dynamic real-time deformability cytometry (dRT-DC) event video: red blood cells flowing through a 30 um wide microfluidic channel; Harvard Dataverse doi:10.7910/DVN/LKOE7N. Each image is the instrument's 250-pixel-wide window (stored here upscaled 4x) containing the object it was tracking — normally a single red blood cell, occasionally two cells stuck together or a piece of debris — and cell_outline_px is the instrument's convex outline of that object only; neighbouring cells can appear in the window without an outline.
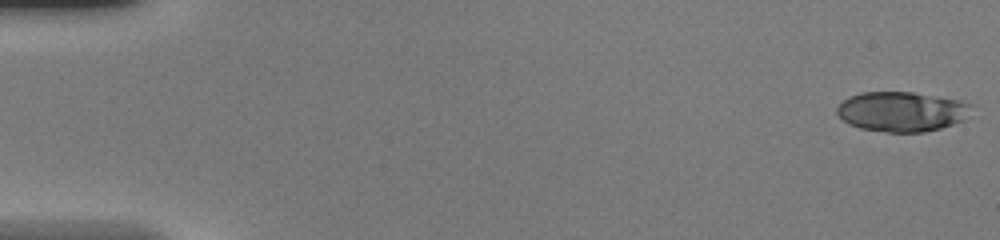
{"species": "common noctule bat (a hibernating species)", "species_latin": "Nyctalus noctula", "temperature_condition": "warm", "stored_images_in_passage": 46, "camera_frame_rate_fps": 3000, "um_per_image_px": 0.085, "animal": {"sex": "female", "body_mass_g": 20.0, "forearm_length_mm": 54.0}, "frame": {"image": 1, "passage_image": 1, "time_ms": 0.0, "image_size_px": [1000, 240], "cell_outline_px": [[972, 104], [964, 120], [940, 128], [924, 132], [888, 132], [860, 128], [848, 124], [836, 112], [836, 108], [848, 96], [860, 92], [912, 92], [960, 100]], "centroid_in_image_um": [76.62, 9.48], "position_along_channel_um": 8.4, "area_um2": 31.1}}
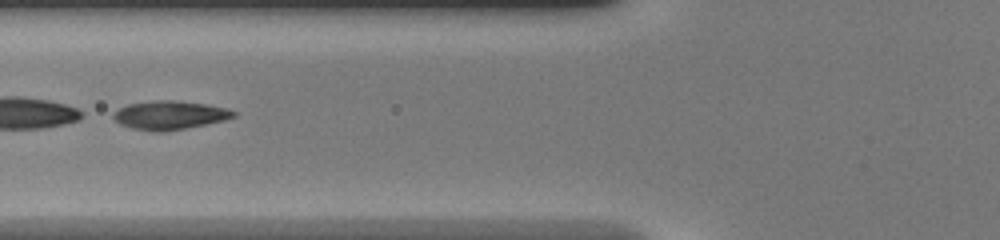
{"frame": {"image": 2, "passage_image": 19, "time_ms": 6.0, "image_size_px": [1000, 240], "cell_outline_px": [[236, 116], [224, 120], [164, 132], [152, 132], [132, 128], [120, 124], [112, 116], [112, 112], [128, 104], [152, 100], [176, 100], [204, 104], [224, 108], [236, 112]], "centroid_in_image_um": [14.37, 9.79], "position_along_channel_um": 111.4, "area_um2": 19.94}}
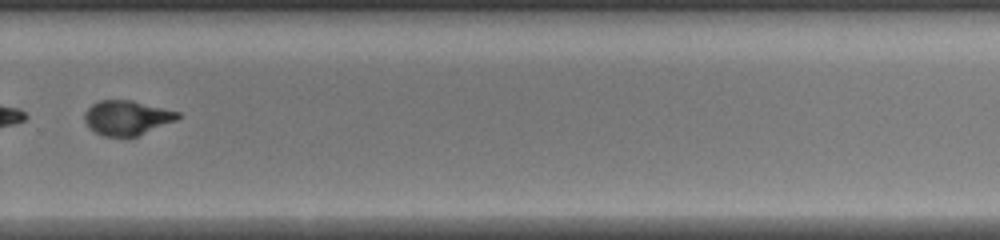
{"frame": {"image": 3, "passage_image": 33, "time_ms": 10.667, "image_size_px": [1000, 240], "cell_outline_px": [[180, 116], [176, 120], [136, 136], [104, 136], [96, 132], [84, 120], [84, 112], [92, 104], [100, 100], [132, 100], [180, 112]], "centroid_in_image_um": [10.78, 9.99], "position_along_channel_um": 319.0, "area_um2": 18.5}}